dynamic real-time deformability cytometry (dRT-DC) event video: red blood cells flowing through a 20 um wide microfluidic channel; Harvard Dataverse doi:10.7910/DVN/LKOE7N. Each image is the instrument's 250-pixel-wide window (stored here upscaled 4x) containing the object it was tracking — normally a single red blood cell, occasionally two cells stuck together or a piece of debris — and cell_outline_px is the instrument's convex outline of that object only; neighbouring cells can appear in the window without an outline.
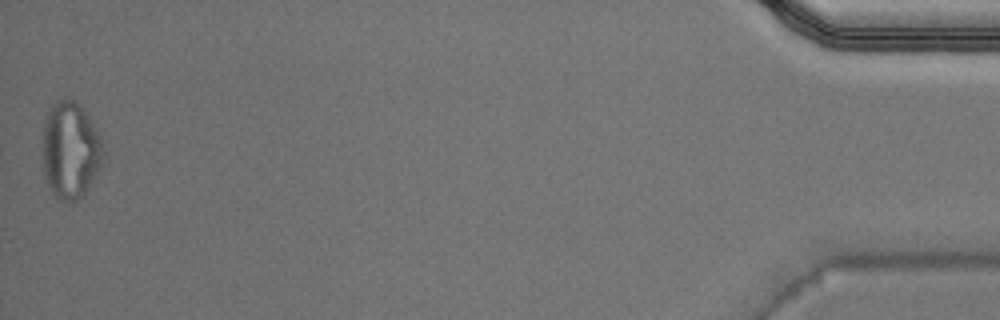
{"species": "Egyptian fruit bat (a non-hibernating species)", "species_latin": "Rousettus aegyptiacus", "temperature_condition": "warm", "stored_images_in_passage": 36, "camera_frame_rate_fps": 3000, "um_per_image_px": 0.085, "animal": {"sex": "male"}, "frame": {"image": 1, "passage_image": 36, "time_ms": 11.667, "image_size_px": [1000, 320], "cell_outline_px": [[104, 152], [100, 164], [96, 172], [84, 192], [76, 200], [64, 200], [56, 196], [52, 192], [44, 176], [44, 116], [52, 104], [56, 100], [72, 100], [84, 108], [104, 148]], "centroid_in_image_um": [5.95, 12.72], "position_along_channel_um": 429.2, "area_um2": 33.18}, "authors_computed_cell_mechanics": {"area_um2": 19.363, "velocity_mm_per_s": 4.047, "shape_relaxation_time_tau1_ms": null, "shape_relaxation_time_tau2_ms": 2.7017, "deformation_change_tau1": null, "deformation_change_tau2": 0.1052}}